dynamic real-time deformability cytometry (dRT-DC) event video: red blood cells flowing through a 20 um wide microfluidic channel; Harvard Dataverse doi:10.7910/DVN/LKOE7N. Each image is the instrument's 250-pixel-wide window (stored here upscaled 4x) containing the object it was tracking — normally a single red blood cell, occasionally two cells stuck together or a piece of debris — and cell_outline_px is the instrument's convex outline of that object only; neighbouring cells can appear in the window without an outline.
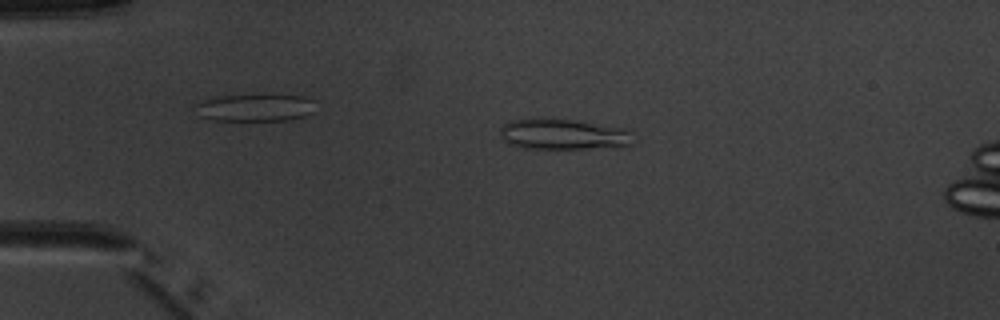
{"species": "common noctule bat (a hibernating species)", "species_latin": "Nyctalus noctula", "temperature_condition": "warm", "stored_images_in_passage": 5, "camera_frame_rate_fps": 3000, "um_per_image_px": 0.085, "animal": {"sex": "male", "body_mass_g": 20.1, "forearm_length_mm": 53.5}, "frame": {"image": 1, "passage_image": 3, "time_ms": 2.0, "image_size_px": [1000, 320], "cell_outline_px": [[632, 144], [584, 148], [520, 148], [508, 144], [500, 136], [500, 128], [508, 120], [536, 116], [540, 116], [572, 120], [628, 128], [632, 132]], "centroid_in_image_um": [47.77, 11.37], "position_along_channel_um": 37.2, "area_um2": 24.22}}